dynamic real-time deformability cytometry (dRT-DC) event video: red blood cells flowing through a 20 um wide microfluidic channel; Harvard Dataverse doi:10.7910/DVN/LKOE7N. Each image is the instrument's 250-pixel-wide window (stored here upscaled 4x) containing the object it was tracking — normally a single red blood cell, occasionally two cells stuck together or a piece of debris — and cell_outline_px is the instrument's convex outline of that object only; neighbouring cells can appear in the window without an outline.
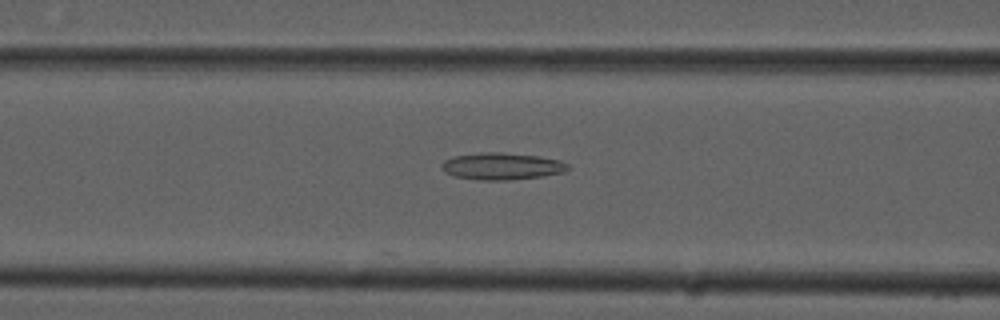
{"species": "common noctule bat (a hibernating species)", "species_latin": "Nyctalus noctula", "temperature_condition": "cold", "stored_images_in_passage": 52, "camera_frame_rate_fps": 3000, "um_per_image_px": 0.085, "animal": {"sex": "male", "forearm_length_mm": 52.5}, "frame": {"image": 1, "passage_image": 20, "time_ms": 6.333, "image_size_px": [1000, 320], "cell_outline_px": [[568, 168], [564, 172], [544, 176], [508, 180], [480, 180], [456, 176], [444, 172], [440, 164], [444, 160], [452, 156], [480, 152], [500, 152], [536, 156], [560, 160], [568, 164]], "centroid_in_image_um": [42.62, 14.12], "position_along_channel_um": 124.0, "area_um2": 19.83}}
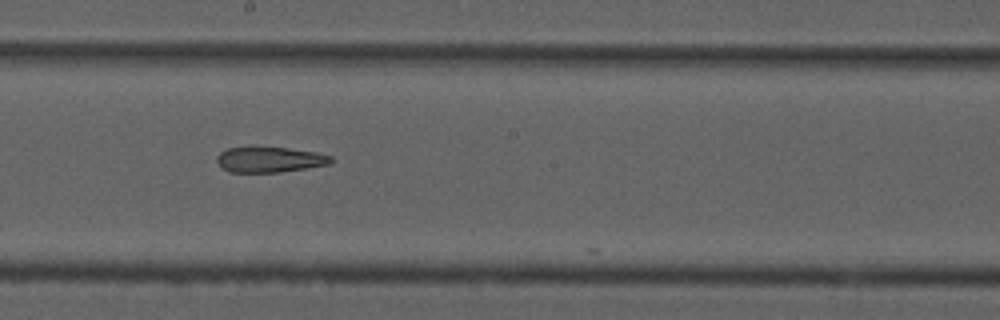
{"frame": {"image": 2, "passage_image": 28, "time_ms": 9.0, "image_size_px": [1000, 320], "cell_outline_px": [[336, 160], [328, 164], [280, 172], [228, 172], [216, 160], [216, 156], [220, 152], [228, 148], [288, 148], [316, 152], [332, 156]], "centroid_in_image_um": [22.95, 13.57], "position_along_channel_um": 225.3, "area_um2": 16.65}}
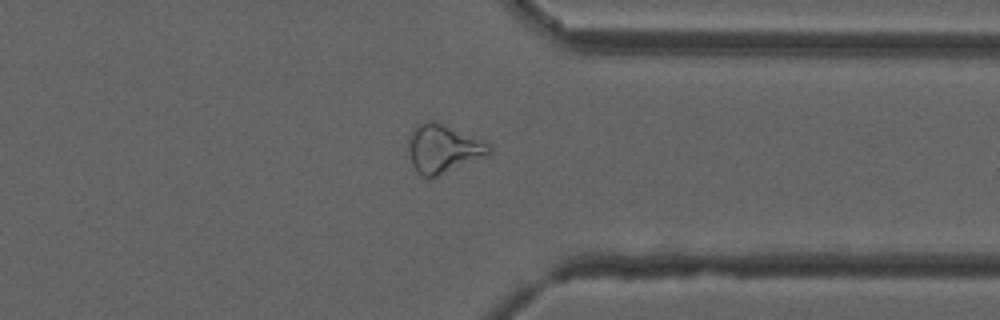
{"frame": {"image": 3, "passage_image": 40, "time_ms": 13.0, "image_size_px": [1000, 320], "cell_outline_px": [[492, 152], [488, 156], [432, 180], [428, 180], [420, 176], [412, 164], [408, 148], [408, 144], [412, 132], [420, 124], [428, 120], [432, 120], [492, 144]], "centroid_in_image_um": [37.71, 12.72], "position_along_channel_um": 373.7, "area_um2": 23.12}, "authors_computed_cell_mechanics": {"area_um2": 21.9351, "velocity_mm_per_s": 3.8023, "shape_relaxation_time_tau1_ms": null, "shape_relaxation_time_tau2_ms": 4.4461, "deformation_change_tau1": null, "deformation_change_tau2": 0.161}}